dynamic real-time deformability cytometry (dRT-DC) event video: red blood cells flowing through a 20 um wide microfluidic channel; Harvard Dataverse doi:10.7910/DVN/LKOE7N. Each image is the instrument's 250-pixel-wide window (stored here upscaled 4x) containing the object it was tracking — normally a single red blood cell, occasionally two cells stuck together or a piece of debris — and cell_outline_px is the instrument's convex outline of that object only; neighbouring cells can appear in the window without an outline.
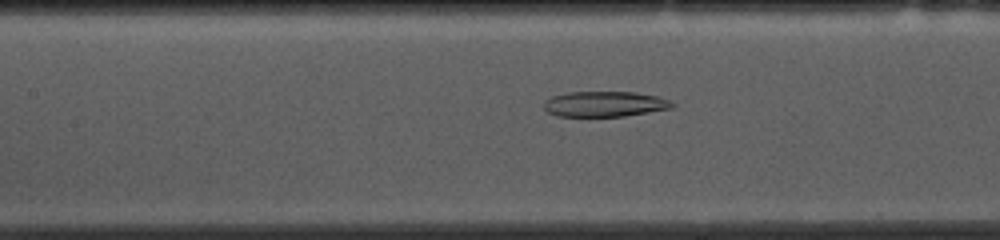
{"species": "common noctule bat (a hibernating species)", "species_latin": "Nyctalus noctula", "temperature_condition": "cold", "stored_images_in_passage": 52, "camera_frame_rate_fps": 3000, "um_per_image_px": 0.085, "animal": {"sex": "female", "body_mass_g": 10.0, "forearm_length_mm": 53.1}, "frame": {"image": 1, "passage_image": 22, "time_ms": 7.0, "image_size_px": [1000, 240], "cell_outline_px": [[676, 104], [672, 108], [624, 116], [556, 116], [548, 112], [544, 108], [544, 100], [552, 96], [568, 92], [636, 92], [656, 96], [668, 100]], "centroid_in_image_um": [51.38, 8.84], "position_along_channel_um": 156.0, "area_um2": 18.96}}
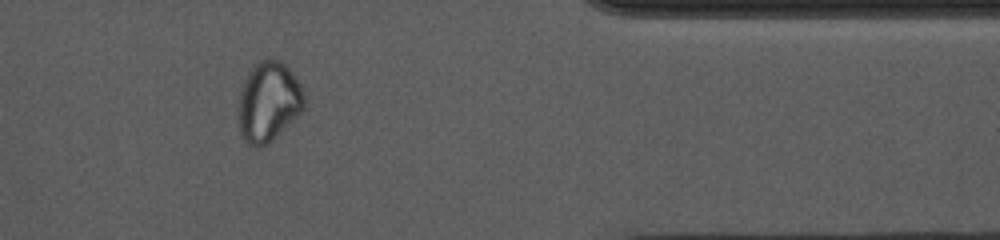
{"frame": {"image": 2, "passage_image": 43, "time_ms": 14.0, "image_size_px": [1000, 240], "cell_outline_px": [[304, 108], [268, 144], [248, 144], [244, 140], [240, 132], [240, 88], [248, 72], [260, 60], [272, 56], [280, 60], [292, 72], [300, 84], [304, 92]], "centroid_in_image_um": [22.84, 8.58], "position_along_channel_um": 388.6, "area_um2": 30.11}}
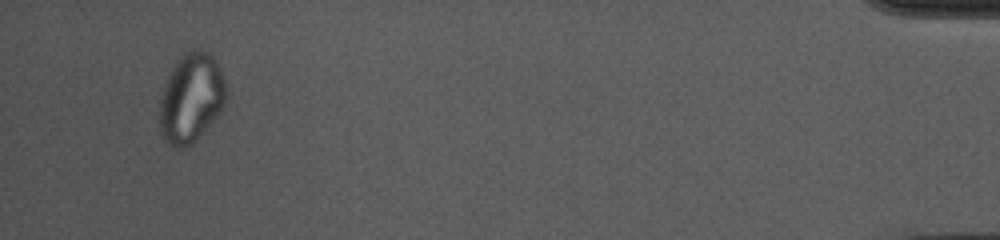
{"frame": {"image": 3, "passage_image": 50, "time_ms": 16.333, "image_size_px": [1000, 240], "cell_outline_px": [[224, 104], [220, 112], [200, 136], [192, 144], [184, 148], [176, 148], [164, 136], [160, 128], [160, 100], [168, 76], [172, 68], [180, 56], [184, 52], [192, 48], [200, 48], [208, 52], [216, 60], [220, 68], [224, 80]], "centroid_in_image_um": [16.25, 8.29], "position_along_channel_um": 418.9, "area_um2": 34.16}, "authors_computed_cell_mechanics": {"area_um2": 27.2527, "velocity_mm_per_s": 3.6939, "shape_relaxation_time_tau1_ms": null, "shape_relaxation_time_tau2_ms": 4.0211, "deformation_change_tau1": null, "deformation_change_tau2": 0.1019}}